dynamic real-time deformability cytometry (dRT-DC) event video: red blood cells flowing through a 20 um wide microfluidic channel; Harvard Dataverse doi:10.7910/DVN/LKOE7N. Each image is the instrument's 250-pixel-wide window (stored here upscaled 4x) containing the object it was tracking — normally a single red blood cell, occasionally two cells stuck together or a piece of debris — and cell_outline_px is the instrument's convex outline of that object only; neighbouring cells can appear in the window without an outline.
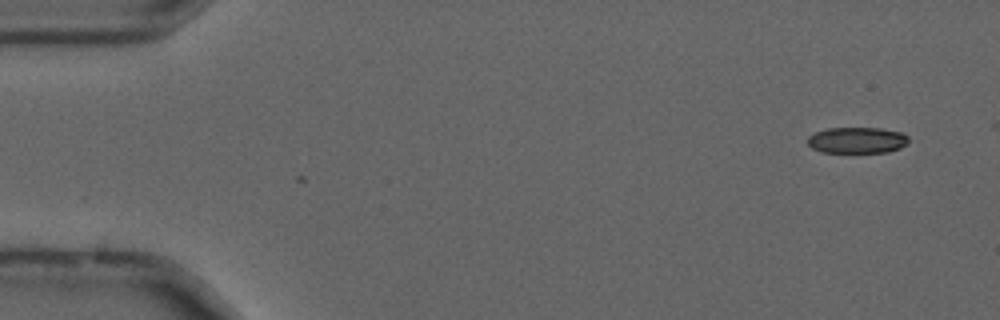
{"species": "common noctule bat (a hibernating species)", "species_latin": "Nyctalus noctula", "temperature_condition": "cold", "stored_images_in_passage": 2, "camera_frame_rate_fps": 3000, "um_per_image_px": 0.085, "animal": {"sex": "male", "forearm_length_mm": 52.5}, "frame": {"image": 1, "passage_image": 2, "time_ms": 0.333, "image_size_px": [1000, 320], "cell_outline_px": [[908, 144], [900, 148], [888, 152], [820, 152], [812, 148], [808, 144], [808, 136], [816, 132], [828, 128], [880, 128], [904, 132], [908, 136]], "centroid_in_image_um": [72.89, 11.91], "position_along_channel_um": 12.1, "area_um2": 15.49}}